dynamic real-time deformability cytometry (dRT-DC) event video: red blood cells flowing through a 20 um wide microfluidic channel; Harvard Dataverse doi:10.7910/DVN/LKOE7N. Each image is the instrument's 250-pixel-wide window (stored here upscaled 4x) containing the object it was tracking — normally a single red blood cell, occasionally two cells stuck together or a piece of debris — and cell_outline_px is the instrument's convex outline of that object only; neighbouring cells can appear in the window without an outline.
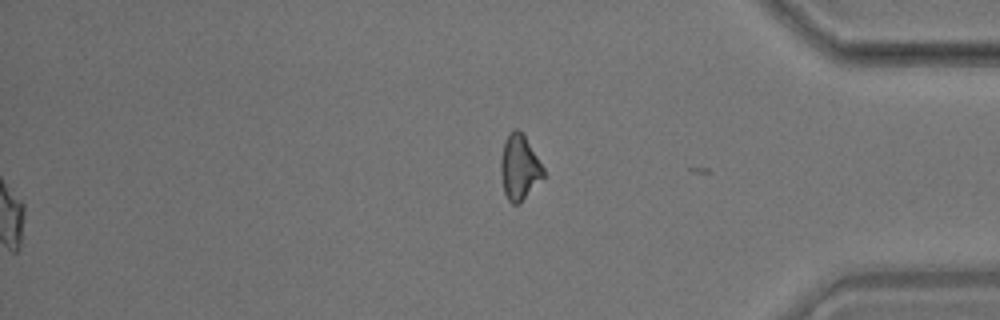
{"species": "common noctule bat (a hibernating species)", "species_latin": "Nyctalus noctula", "temperature_condition": "room temperature", "stored_images_in_passage": 58, "segment_of_instrument_passage": [2, 2], "camera_frame_rate_fps": 3000, "um_per_image_px": 0.085, "animal": {"sex": "male", "body_mass_g": 17.9}, "frame": {"image": 1, "passage_image": 58, "time_ms": 19.0, "image_size_px": [1000, 320], "cell_outline_px": [[544, 176], [520, 204], [512, 204], [508, 200], [504, 192], [500, 172], [500, 160], [504, 140], [508, 132], [516, 128], [524, 136], [544, 168]], "centroid_in_image_um": [44.12, 14.24], "position_along_channel_um": 391.1, "area_um2": 16.13}}